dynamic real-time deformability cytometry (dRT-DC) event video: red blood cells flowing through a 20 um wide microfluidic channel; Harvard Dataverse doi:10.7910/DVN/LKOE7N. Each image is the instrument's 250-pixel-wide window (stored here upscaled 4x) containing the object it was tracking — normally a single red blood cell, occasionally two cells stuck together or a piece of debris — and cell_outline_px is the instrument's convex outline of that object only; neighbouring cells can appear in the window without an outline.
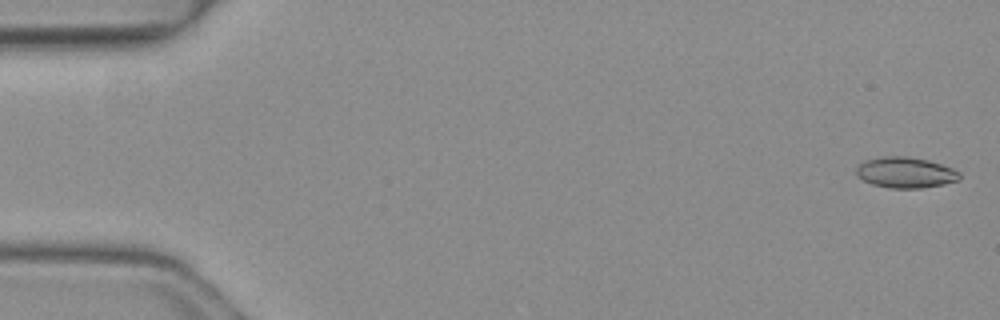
{"species": "common noctule bat (a hibernating species)", "species_latin": "Nyctalus noctula", "temperature_condition": "warm", "stored_images_in_passage": 7, "camera_frame_rate_fps": 3000, "um_per_image_px": 0.085, "animal": {"sex": "female", "body_mass_g": 19.3, "forearm_length_mm": 54.1}, "frame": {"image": 1, "passage_image": 1, "time_ms": 0.0, "image_size_px": [1000, 320], "cell_outline_px": [[960, 180], [944, 184], [920, 188], [888, 188], [872, 184], [856, 176], [856, 168], [864, 160], [884, 156], [904, 156], [928, 160], [952, 168], [960, 172]], "centroid_in_image_um": [76.96, 14.67], "position_along_channel_um": 8.0, "area_um2": 18.55}}
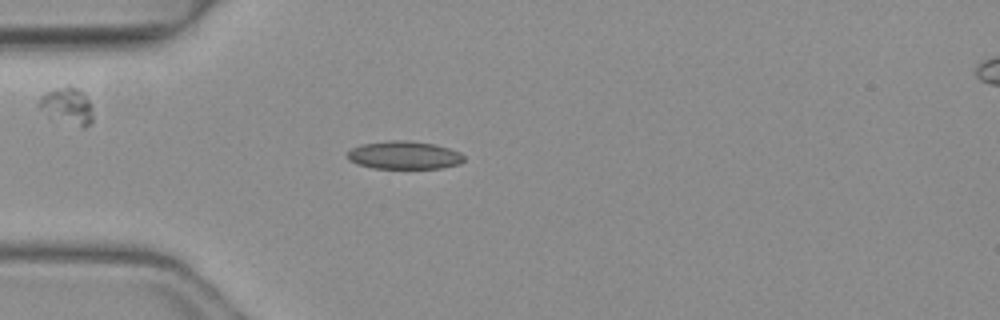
{"frame": {"image": 2, "passage_image": 7, "time_ms": 2.0, "image_size_px": [1000, 320], "cell_outline_px": [[464, 160], [460, 164], [440, 168], [372, 168], [356, 164], [348, 160], [344, 156], [352, 148], [360, 144], [388, 140], [408, 140], [432, 144], [448, 148], [460, 152], [464, 156]], "centroid_in_image_um": [34.3, 13.19], "position_along_channel_um": 50.7, "area_um2": 19.19}}